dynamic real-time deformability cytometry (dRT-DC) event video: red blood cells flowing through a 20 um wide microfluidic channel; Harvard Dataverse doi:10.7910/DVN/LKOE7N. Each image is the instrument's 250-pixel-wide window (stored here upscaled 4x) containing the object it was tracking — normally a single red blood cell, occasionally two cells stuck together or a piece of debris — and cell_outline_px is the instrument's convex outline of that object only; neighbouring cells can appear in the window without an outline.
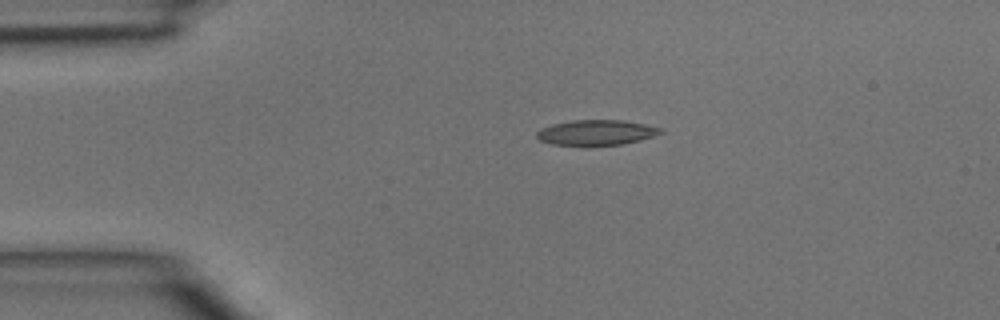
{"species": "common noctule bat (a hibernating species)", "species_latin": "Nyctalus noctula", "temperature_condition": "room temperature", "stored_images_in_passage": 3, "camera_frame_rate_fps": 3000, "um_per_image_px": 0.085, "animal": {"sex": "male", "body_mass_g": 15.6}, "frame": {"image": 1, "passage_image": 2, "time_ms": 0.333, "image_size_px": [1000, 320], "cell_outline_px": [[664, 132], [656, 136], [624, 144], [584, 148], [552, 144], [540, 140], [536, 136], [536, 132], [540, 128], [552, 124], [572, 120], [624, 120], [664, 128]], "centroid_in_image_um": [50.69, 11.3], "position_along_channel_um": 34.3, "area_um2": 19.13}}